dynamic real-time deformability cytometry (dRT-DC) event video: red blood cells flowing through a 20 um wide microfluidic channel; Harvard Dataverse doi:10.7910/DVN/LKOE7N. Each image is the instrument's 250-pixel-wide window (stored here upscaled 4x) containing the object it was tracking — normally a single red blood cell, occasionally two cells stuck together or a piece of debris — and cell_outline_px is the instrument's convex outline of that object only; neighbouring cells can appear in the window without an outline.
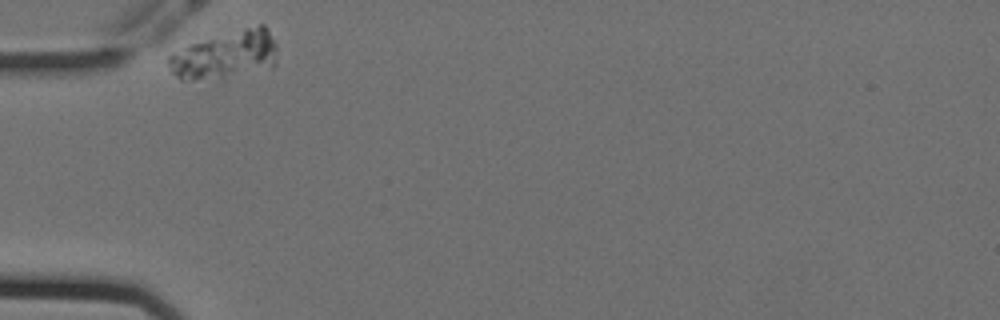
{"species": "Egyptian fruit bat (a non-hibernating species)", "species_latin": "Rousettus aegyptiacus", "temperature_condition": "cold", "stored_images_in_passage": 36, "camera_frame_rate_fps": 3000, "um_per_image_px": 0.085, "animal": {"sex": "female"}, "frame": {"image": 1, "passage_image": 1, "time_ms": 0.0, "image_size_px": [1000, 320], "cell_outline_px": [[276, 60], [272, 68], [224, 76], [192, 80], [180, 80], [172, 72], [168, 64], [168, 56], [192, 44], [244, 28], [260, 24], [264, 24], [268, 28], [276, 44]], "centroid_in_image_um": [19.21, 4.66], "position_along_channel_um": 65.8, "area_um2": 29.42}}
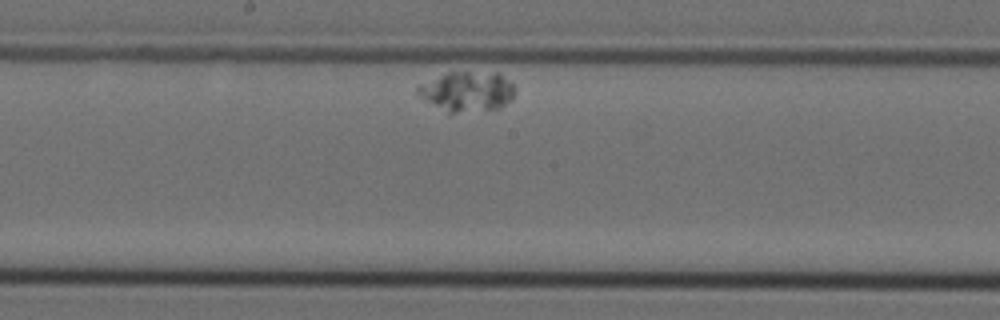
{"frame": {"image": 2, "passage_image": 18, "time_ms": 5.667, "image_size_px": [1000, 320], "cell_outline_px": [[516, 88], [512, 100], [500, 108], [448, 116], [416, 96], [416, 88], [420, 84], [448, 72], [500, 72], [516, 84]], "centroid_in_image_um": [39.7, 7.82], "position_along_channel_um": 208.5, "area_um2": 23.99}}
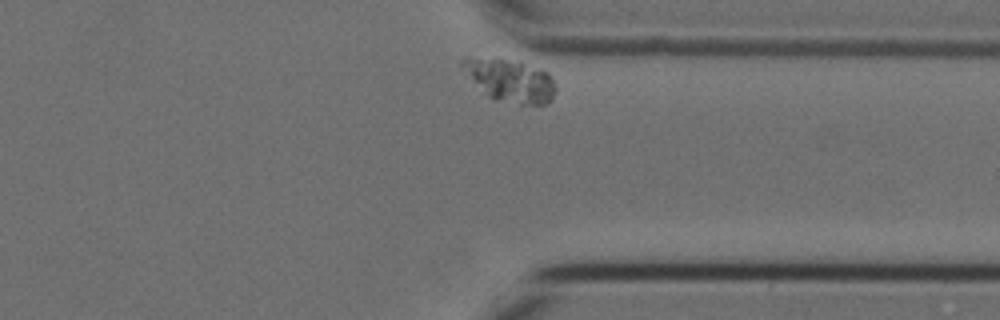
{"frame": {"image": 3, "passage_image": 35, "time_ms": 11.333, "image_size_px": [1000, 320], "cell_outline_px": [[556, 88], [552, 96], [544, 104], [520, 104], [496, 100], [488, 96], [460, 64], [460, 60], [468, 56], [520, 60], [548, 72]], "centroid_in_image_um": [43.37, 6.79], "position_along_channel_um": 368.0, "area_um2": 22.89}}